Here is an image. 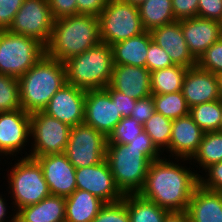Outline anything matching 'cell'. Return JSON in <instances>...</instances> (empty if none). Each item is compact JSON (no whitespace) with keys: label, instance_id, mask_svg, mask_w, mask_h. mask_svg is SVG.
<instances>
[{"label":"cell","instance_id":"ac0fdd59","mask_svg":"<svg viewBox=\"0 0 222 222\" xmlns=\"http://www.w3.org/2000/svg\"><path fill=\"white\" fill-rule=\"evenodd\" d=\"M183 37L192 56L199 57L222 37V23L193 17L180 20Z\"/></svg>","mask_w":222,"mask_h":222},{"label":"cell","instance_id":"ab89813d","mask_svg":"<svg viewBox=\"0 0 222 222\" xmlns=\"http://www.w3.org/2000/svg\"><path fill=\"white\" fill-rule=\"evenodd\" d=\"M197 17L222 23V0H199Z\"/></svg>","mask_w":222,"mask_h":222},{"label":"cell","instance_id":"ffe728a7","mask_svg":"<svg viewBox=\"0 0 222 222\" xmlns=\"http://www.w3.org/2000/svg\"><path fill=\"white\" fill-rule=\"evenodd\" d=\"M182 94L189 108L221 99L216 74L198 66L188 68L182 84Z\"/></svg>","mask_w":222,"mask_h":222},{"label":"cell","instance_id":"d4e9b609","mask_svg":"<svg viewBox=\"0 0 222 222\" xmlns=\"http://www.w3.org/2000/svg\"><path fill=\"white\" fill-rule=\"evenodd\" d=\"M105 204L88 191L76 189L65 198V222H92Z\"/></svg>","mask_w":222,"mask_h":222},{"label":"cell","instance_id":"f6af8a7d","mask_svg":"<svg viewBox=\"0 0 222 222\" xmlns=\"http://www.w3.org/2000/svg\"><path fill=\"white\" fill-rule=\"evenodd\" d=\"M78 14L99 16L109 0H76Z\"/></svg>","mask_w":222,"mask_h":222},{"label":"cell","instance_id":"4316f807","mask_svg":"<svg viewBox=\"0 0 222 222\" xmlns=\"http://www.w3.org/2000/svg\"><path fill=\"white\" fill-rule=\"evenodd\" d=\"M130 222H163L169 211L137 194H126Z\"/></svg>","mask_w":222,"mask_h":222},{"label":"cell","instance_id":"9a60e30c","mask_svg":"<svg viewBox=\"0 0 222 222\" xmlns=\"http://www.w3.org/2000/svg\"><path fill=\"white\" fill-rule=\"evenodd\" d=\"M86 91L66 83L50 99L45 114L74 127L84 123Z\"/></svg>","mask_w":222,"mask_h":222},{"label":"cell","instance_id":"816d5d0a","mask_svg":"<svg viewBox=\"0 0 222 222\" xmlns=\"http://www.w3.org/2000/svg\"><path fill=\"white\" fill-rule=\"evenodd\" d=\"M125 2H130L133 5H139L140 3L144 2L145 0H123Z\"/></svg>","mask_w":222,"mask_h":222},{"label":"cell","instance_id":"74e56055","mask_svg":"<svg viewBox=\"0 0 222 222\" xmlns=\"http://www.w3.org/2000/svg\"><path fill=\"white\" fill-rule=\"evenodd\" d=\"M204 172L203 175H199V185L210 191L222 192V161L210 165Z\"/></svg>","mask_w":222,"mask_h":222},{"label":"cell","instance_id":"bcb514c9","mask_svg":"<svg viewBox=\"0 0 222 222\" xmlns=\"http://www.w3.org/2000/svg\"><path fill=\"white\" fill-rule=\"evenodd\" d=\"M127 145L131 146V148L136 149H157L152 142L151 137L145 131H142Z\"/></svg>","mask_w":222,"mask_h":222},{"label":"cell","instance_id":"c3c4849f","mask_svg":"<svg viewBox=\"0 0 222 222\" xmlns=\"http://www.w3.org/2000/svg\"><path fill=\"white\" fill-rule=\"evenodd\" d=\"M7 200L5 198H2V194L0 195V216H7L8 213V203L6 202Z\"/></svg>","mask_w":222,"mask_h":222},{"label":"cell","instance_id":"603a6c76","mask_svg":"<svg viewBox=\"0 0 222 222\" xmlns=\"http://www.w3.org/2000/svg\"><path fill=\"white\" fill-rule=\"evenodd\" d=\"M15 222H65V197L50 195L15 212Z\"/></svg>","mask_w":222,"mask_h":222},{"label":"cell","instance_id":"60d3db41","mask_svg":"<svg viewBox=\"0 0 222 222\" xmlns=\"http://www.w3.org/2000/svg\"><path fill=\"white\" fill-rule=\"evenodd\" d=\"M48 4L54 19L78 14L76 0H48Z\"/></svg>","mask_w":222,"mask_h":222},{"label":"cell","instance_id":"6da1fadb","mask_svg":"<svg viewBox=\"0 0 222 222\" xmlns=\"http://www.w3.org/2000/svg\"><path fill=\"white\" fill-rule=\"evenodd\" d=\"M171 159L162 157L151 161L138 194L169 212L187 211L192 193L199 185L200 174L181 164L190 159L174 158L177 160L174 162Z\"/></svg>","mask_w":222,"mask_h":222},{"label":"cell","instance_id":"d6986e66","mask_svg":"<svg viewBox=\"0 0 222 222\" xmlns=\"http://www.w3.org/2000/svg\"><path fill=\"white\" fill-rule=\"evenodd\" d=\"M151 72L146 67L114 64L109 85L135 100L152 95Z\"/></svg>","mask_w":222,"mask_h":222},{"label":"cell","instance_id":"ba28073f","mask_svg":"<svg viewBox=\"0 0 222 222\" xmlns=\"http://www.w3.org/2000/svg\"><path fill=\"white\" fill-rule=\"evenodd\" d=\"M98 19L100 40L109 46L145 31L138 6L123 0H109Z\"/></svg>","mask_w":222,"mask_h":222},{"label":"cell","instance_id":"8992f818","mask_svg":"<svg viewBox=\"0 0 222 222\" xmlns=\"http://www.w3.org/2000/svg\"><path fill=\"white\" fill-rule=\"evenodd\" d=\"M10 168L8 173V191L12 195L11 203L14 212L19 209L37 204L50 196L48 184L44 179L43 171L39 163L30 157H20Z\"/></svg>","mask_w":222,"mask_h":222},{"label":"cell","instance_id":"7bdbcfd3","mask_svg":"<svg viewBox=\"0 0 222 222\" xmlns=\"http://www.w3.org/2000/svg\"><path fill=\"white\" fill-rule=\"evenodd\" d=\"M105 89L109 92L112 101L116 102V107L122 115V118L130 117L137 100L116 91L110 85H108Z\"/></svg>","mask_w":222,"mask_h":222},{"label":"cell","instance_id":"7a4b0ae2","mask_svg":"<svg viewBox=\"0 0 222 222\" xmlns=\"http://www.w3.org/2000/svg\"><path fill=\"white\" fill-rule=\"evenodd\" d=\"M99 19L94 15L76 14L54 19L45 54L61 62L99 44Z\"/></svg>","mask_w":222,"mask_h":222},{"label":"cell","instance_id":"cb8c5ba5","mask_svg":"<svg viewBox=\"0 0 222 222\" xmlns=\"http://www.w3.org/2000/svg\"><path fill=\"white\" fill-rule=\"evenodd\" d=\"M152 41L150 31L111 45L113 62L117 65L146 67L149 44Z\"/></svg>","mask_w":222,"mask_h":222},{"label":"cell","instance_id":"277c9868","mask_svg":"<svg viewBox=\"0 0 222 222\" xmlns=\"http://www.w3.org/2000/svg\"><path fill=\"white\" fill-rule=\"evenodd\" d=\"M161 155L158 149H136L127 144L107 143L105 160L116 187L126 195L139 193L151 161L162 158Z\"/></svg>","mask_w":222,"mask_h":222},{"label":"cell","instance_id":"d590c367","mask_svg":"<svg viewBox=\"0 0 222 222\" xmlns=\"http://www.w3.org/2000/svg\"><path fill=\"white\" fill-rule=\"evenodd\" d=\"M197 66L214 74L222 71V37L199 57Z\"/></svg>","mask_w":222,"mask_h":222},{"label":"cell","instance_id":"f1b7e54d","mask_svg":"<svg viewBox=\"0 0 222 222\" xmlns=\"http://www.w3.org/2000/svg\"><path fill=\"white\" fill-rule=\"evenodd\" d=\"M203 170L222 161V131L204 132L199 149L190 159Z\"/></svg>","mask_w":222,"mask_h":222},{"label":"cell","instance_id":"30bf717a","mask_svg":"<svg viewBox=\"0 0 222 222\" xmlns=\"http://www.w3.org/2000/svg\"><path fill=\"white\" fill-rule=\"evenodd\" d=\"M107 137L85 123L71 128L64 154L76 168L99 164L105 160Z\"/></svg>","mask_w":222,"mask_h":222},{"label":"cell","instance_id":"836d02e7","mask_svg":"<svg viewBox=\"0 0 222 222\" xmlns=\"http://www.w3.org/2000/svg\"><path fill=\"white\" fill-rule=\"evenodd\" d=\"M143 131V124L134 118H122L107 137V143L128 144Z\"/></svg>","mask_w":222,"mask_h":222},{"label":"cell","instance_id":"ee69618b","mask_svg":"<svg viewBox=\"0 0 222 222\" xmlns=\"http://www.w3.org/2000/svg\"><path fill=\"white\" fill-rule=\"evenodd\" d=\"M155 112L154 101L152 95L138 99L131 112L130 117L136 119L141 124H144Z\"/></svg>","mask_w":222,"mask_h":222},{"label":"cell","instance_id":"52a82bcc","mask_svg":"<svg viewBox=\"0 0 222 222\" xmlns=\"http://www.w3.org/2000/svg\"><path fill=\"white\" fill-rule=\"evenodd\" d=\"M45 54V46L38 40L0 31V74L16 78L24 75Z\"/></svg>","mask_w":222,"mask_h":222},{"label":"cell","instance_id":"7402d4cb","mask_svg":"<svg viewBox=\"0 0 222 222\" xmlns=\"http://www.w3.org/2000/svg\"><path fill=\"white\" fill-rule=\"evenodd\" d=\"M190 222H222V192L198 185L187 208Z\"/></svg>","mask_w":222,"mask_h":222},{"label":"cell","instance_id":"1f68e13d","mask_svg":"<svg viewBox=\"0 0 222 222\" xmlns=\"http://www.w3.org/2000/svg\"><path fill=\"white\" fill-rule=\"evenodd\" d=\"M172 123L173 120L155 111L143 124V131L151 137L156 148L163 154L169 147Z\"/></svg>","mask_w":222,"mask_h":222},{"label":"cell","instance_id":"2e32d148","mask_svg":"<svg viewBox=\"0 0 222 222\" xmlns=\"http://www.w3.org/2000/svg\"><path fill=\"white\" fill-rule=\"evenodd\" d=\"M30 158L35 159L41 166L51 195L66 198L77 189L76 168L69 162L64 153Z\"/></svg>","mask_w":222,"mask_h":222},{"label":"cell","instance_id":"f35d334b","mask_svg":"<svg viewBox=\"0 0 222 222\" xmlns=\"http://www.w3.org/2000/svg\"><path fill=\"white\" fill-rule=\"evenodd\" d=\"M24 0H0V31L8 30Z\"/></svg>","mask_w":222,"mask_h":222},{"label":"cell","instance_id":"e0dca14e","mask_svg":"<svg viewBox=\"0 0 222 222\" xmlns=\"http://www.w3.org/2000/svg\"><path fill=\"white\" fill-rule=\"evenodd\" d=\"M152 41L163 48L174 65L185 68L197 66V60L188 49L183 37L180 20H176L150 31Z\"/></svg>","mask_w":222,"mask_h":222},{"label":"cell","instance_id":"5bb4252c","mask_svg":"<svg viewBox=\"0 0 222 222\" xmlns=\"http://www.w3.org/2000/svg\"><path fill=\"white\" fill-rule=\"evenodd\" d=\"M29 137V113L23 109L0 112V155L3 158L7 155L16 157L19 151L23 153L22 149H26L25 146L30 142Z\"/></svg>","mask_w":222,"mask_h":222},{"label":"cell","instance_id":"e575fe53","mask_svg":"<svg viewBox=\"0 0 222 222\" xmlns=\"http://www.w3.org/2000/svg\"><path fill=\"white\" fill-rule=\"evenodd\" d=\"M92 222H130L126 195L121 201L106 203Z\"/></svg>","mask_w":222,"mask_h":222},{"label":"cell","instance_id":"9c48e42d","mask_svg":"<svg viewBox=\"0 0 222 222\" xmlns=\"http://www.w3.org/2000/svg\"><path fill=\"white\" fill-rule=\"evenodd\" d=\"M71 128L68 124L48 116L43 111L30 114L31 149L25 157L61 154L66 150Z\"/></svg>","mask_w":222,"mask_h":222},{"label":"cell","instance_id":"5b68a950","mask_svg":"<svg viewBox=\"0 0 222 222\" xmlns=\"http://www.w3.org/2000/svg\"><path fill=\"white\" fill-rule=\"evenodd\" d=\"M67 83L87 90L106 88L112 77L114 62L112 48L100 42L64 62Z\"/></svg>","mask_w":222,"mask_h":222},{"label":"cell","instance_id":"b9f144b4","mask_svg":"<svg viewBox=\"0 0 222 222\" xmlns=\"http://www.w3.org/2000/svg\"><path fill=\"white\" fill-rule=\"evenodd\" d=\"M176 20L197 17L199 0H171Z\"/></svg>","mask_w":222,"mask_h":222},{"label":"cell","instance_id":"7dc6e473","mask_svg":"<svg viewBox=\"0 0 222 222\" xmlns=\"http://www.w3.org/2000/svg\"><path fill=\"white\" fill-rule=\"evenodd\" d=\"M163 222H190L188 212H169Z\"/></svg>","mask_w":222,"mask_h":222},{"label":"cell","instance_id":"4fadbf2b","mask_svg":"<svg viewBox=\"0 0 222 222\" xmlns=\"http://www.w3.org/2000/svg\"><path fill=\"white\" fill-rule=\"evenodd\" d=\"M76 188L88 191L105 203H115L123 199V194L116 187L113 175L106 160L103 162L75 169Z\"/></svg>","mask_w":222,"mask_h":222},{"label":"cell","instance_id":"8d00e7d4","mask_svg":"<svg viewBox=\"0 0 222 222\" xmlns=\"http://www.w3.org/2000/svg\"><path fill=\"white\" fill-rule=\"evenodd\" d=\"M173 65L174 64L167 52L154 41H151L147 52L146 68L150 72H153Z\"/></svg>","mask_w":222,"mask_h":222},{"label":"cell","instance_id":"d6a6232c","mask_svg":"<svg viewBox=\"0 0 222 222\" xmlns=\"http://www.w3.org/2000/svg\"><path fill=\"white\" fill-rule=\"evenodd\" d=\"M18 109H22L18 78L0 74V112Z\"/></svg>","mask_w":222,"mask_h":222},{"label":"cell","instance_id":"484cf974","mask_svg":"<svg viewBox=\"0 0 222 222\" xmlns=\"http://www.w3.org/2000/svg\"><path fill=\"white\" fill-rule=\"evenodd\" d=\"M138 10L145 31L176 21L171 0H145Z\"/></svg>","mask_w":222,"mask_h":222},{"label":"cell","instance_id":"44dd1931","mask_svg":"<svg viewBox=\"0 0 222 222\" xmlns=\"http://www.w3.org/2000/svg\"><path fill=\"white\" fill-rule=\"evenodd\" d=\"M204 131L194 122L190 115L174 119L168 149L172 158L191 159L199 149Z\"/></svg>","mask_w":222,"mask_h":222},{"label":"cell","instance_id":"f907efd6","mask_svg":"<svg viewBox=\"0 0 222 222\" xmlns=\"http://www.w3.org/2000/svg\"><path fill=\"white\" fill-rule=\"evenodd\" d=\"M12 214H13V217H11V220L10 219L8 220V218L6 216H0V222H8V221L15 222V213L13 212Z\"/></svg>","mask_w":222,"mask_h":222},{"label":"cell","instance_id":"7c38bea8","mask_svg":"<svg viewBox=\"0 0 222 222\" xmlns=\"http://www.w3.org/2000/svg\"><path fill=\"white\" fill-rule=\"evenodd\" d=\"M84 110V123L103 133L106 137L122 119L116 102L112 101L105 88L86 91Z\"/></svg>","mask_w":222,"mask_h":222},{"label":"cell","instance_id":"f546056e","mask_svg":"<svg viewBox=\"0 0 222 222\" xmlns=\"http://www.w3.org/2000/svg\"><path fill=\"white\" fill-rule=\"evenodd\" d=\"M189 115L204 131H220L222 122V100L198 104L190 108Z\"/></svg>","mask_w":222,"mask_h":222},{"label":"cell","instance_id":"8fae6325","mask_svg":"<svg viewBox=\"0 0 222 222\" xmlns=\"http://www.w3.org/2000/svg\"><path fill=\"white\" fill-rule=\"evenodd\" d=\"M53 24L48 0H24L8 31L34 38L46 46Z\"/></svg>","mask_w":222,"mask_h":222},{"label":"cell","instance_id":"3957f363","mask_svg":"<svg viewBox=\"0 0 222 222\" xmlns=\"http://www.w3.org/2000/svg\"><path fill=\"white\" fill-rule=\"evenodd\" d=\"M21 108L31 114L43 111L51 97L67 83L64 62L44 54L18 78Z\"/></svg>","mask_w":222,"mask_h":222},{"label":"cell","instance_id":"83f0119b","mask_svg":"<svg viewBox=\"0 0 222 222\" xmlns=\"http://www.w3.org/2000/svg\"><path fill=\"white\" fill-rule=\"evenodd\" d=\"M188 68L173 65L151 72L152 94H169L182 91V84Z\"/></svg>","mask_w":222,"mask_h":222},{"label":"cell","instance_id":"681fc988","mask_svg":"<svg viewBox=\"0 0 222 222\" xmlns=\"http://www.w3.org/2000/svg\"><path fill=\"white\" fill-rule=\"evenodd\" d=\"M218 88H219V94L222 100V71L216 74Z\"/></svg>","mask_w":222,"mask_h":222},{"label":"cell","instance_id":"4dcf8cb0","mask_svg":"<svg viewBox=\"0 0 222 222\" xmlns=\"http://www.w3.org/2000/svg\"><path fill=\"white\" fill-rule=\"evenodd\" d=\"M155 111L171 120L189 115L190 108L182 91L169 94H152Z\"/></svg>","mask_w":222,"mask_h":222}]
</instances>
